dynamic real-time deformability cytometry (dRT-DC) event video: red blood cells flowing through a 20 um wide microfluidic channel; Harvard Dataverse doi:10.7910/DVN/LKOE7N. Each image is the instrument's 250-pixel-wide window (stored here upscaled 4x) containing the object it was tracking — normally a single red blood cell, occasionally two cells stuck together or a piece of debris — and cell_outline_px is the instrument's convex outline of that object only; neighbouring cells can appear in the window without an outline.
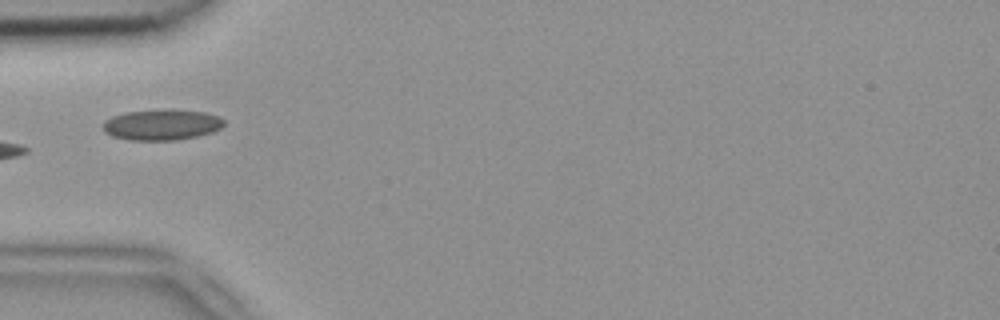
{"species": "common noctule bat (a hibernating species)", "species_latin": "Nyctalus noctula", "temperature_condition": "room temperature", "stored_images_in_passage": 5, "camera_frame_rate_fps": 3000, "um_per_image_px": 0.085, "animal": {"sex": "female", "body_mass_g": 18.4}, "frame": {"image": 1, "passage_image": 3, "time_ms": 0.667, "image_size_px": [1000, 320], "cell_outline_px": [[224, 124], [220, 128], [212, 132], [196, 136], [176, 140], [132, 140], [112, 136], [104, 132], [100, 124], [104, 120], [112, 116], [124, 112], [204, 112], [220, 116], [224, 120]], "centroid_in_image_um": [13.69, 10.65], "position_along_channel_um": 71.3, "area_um2": 20.92}}